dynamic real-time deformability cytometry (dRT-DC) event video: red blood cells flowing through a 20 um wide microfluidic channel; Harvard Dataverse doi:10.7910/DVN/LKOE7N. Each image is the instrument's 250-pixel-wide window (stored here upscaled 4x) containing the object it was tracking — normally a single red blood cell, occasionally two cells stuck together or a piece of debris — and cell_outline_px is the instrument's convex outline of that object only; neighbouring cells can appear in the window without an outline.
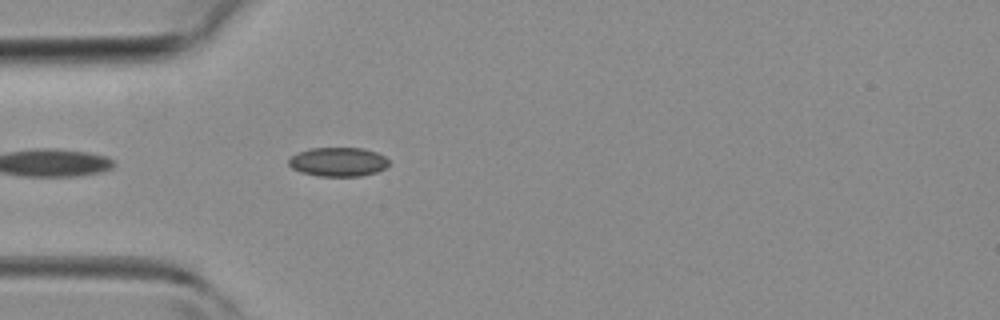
{"species": "common noctule bat (a hibernating species)", "species_latin": "Nyctalus noctula", "temperature_condition": "room temperature", "stored_images_in_passage": 7, "camera_frame_rate_fps": 3000, "um_per_image_px": 0.085, "animal": {"sex": "female", "body_mass_g": 19.3, "forearm_length_mm": 54.1}, "frame": {"image": 1, "passage_image": 1, "time_ms": 0.0, "image_size_px": [1000, 320], "cell_outline_px": [[388, 164], [384, 168], [376, 172], [360, 176], [320, 176], [300, 172], [292, 168], [288, 164], [288, 160], [296, 152], [308, 148], [364, 148], [376, 152], [384, 156], [388, 160]], "centroid_in_image_um": [28.71, 13.75], "position_along_channel_um": 56.3, "area_um2": 16.99}}